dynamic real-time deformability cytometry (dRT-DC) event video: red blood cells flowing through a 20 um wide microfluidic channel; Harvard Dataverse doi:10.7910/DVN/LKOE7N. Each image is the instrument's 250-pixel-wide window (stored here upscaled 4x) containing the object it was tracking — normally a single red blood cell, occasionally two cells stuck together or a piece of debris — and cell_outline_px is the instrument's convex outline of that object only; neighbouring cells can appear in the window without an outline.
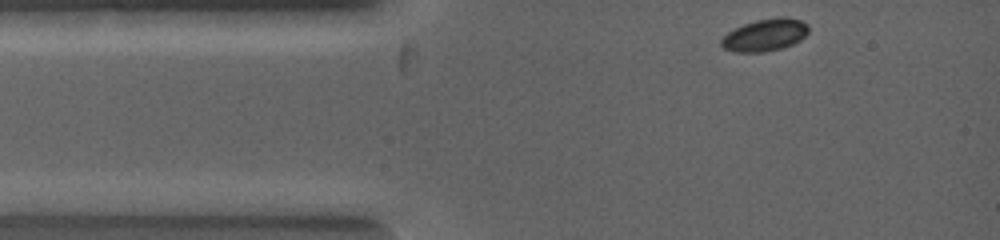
{"species": "common noctule bat (a hibernating species)", "species_latin": "Nyctalus noctula", "temperature_condition": "warm", "stored_images_in_passage": 21, "camera_frame_rate_fps": 5000, "um_per_image_px": 0.085, "animal": {"sex": "female", "body_mass_g": 19.0, "forearm_length_mm": 53.3}, "frame": {"image": 1, "passage_image": 1, "time_ms": 0.0, "image_size_px": [1000, 240], "cell_outline_px": [[808, 32], [800, 40], [792, 44], [780, 48], [764, 52], [736, 52], [724, 48], [720, 44], [720, 40], [728, 32], [744, 24], [756, 20], [780, 16], [784, 16], [800, 20], [808, 24]], "centroid_in_image_um": [65.03, 2.96], "position_along_channel_um": 20.0, "area_um2": 16.3}}
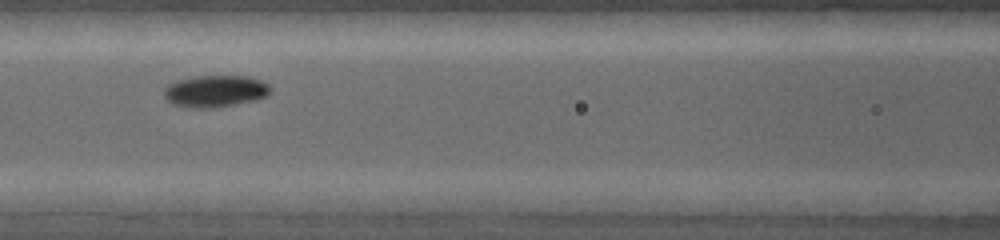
{"frame": {"image": 2, "passage_image": 13, "time_ms": 2.6, "image_size_px": [1000, 240], "cell_outline_px": [[268, 92], [264, 96], [252, 100], [232, 104], [208, 108], [192, 108], [176, 104], [168, 100], [164, 96], [164, 88], [168, 84], [176, 80], [196, 76], [248, 76], [260, 80], [268, 84]], "centroid_in_image_um": [18.23, 7.73], "position_along_channel_um": 148.4, "area_um2": 19.25}}
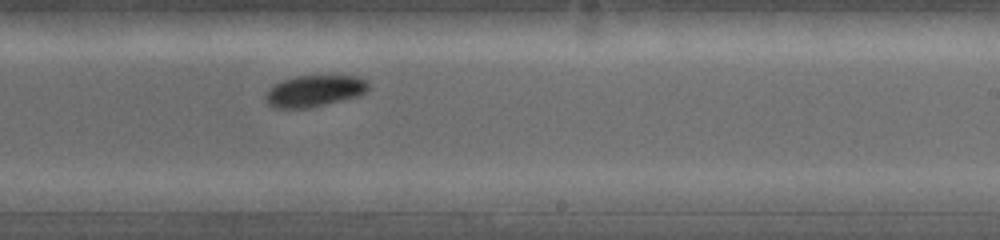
{"frame": {"image": 3, "passage_image": 21, "time_ms": 4.4, "image_size_px": [1000, 240], "cell_outline_px": [[368, 88], [364, 92], [356, 96], [308, 108], [280, 108], [272, 104], [268, 100], [268, 88], [284, 80], [296, 76], [356, 76], [364, 80], [368, 84]], "centroid_in_image_um": [26.75, 7.71], "position_along_channel_um": 262.3, "area_um2": 18.03}}